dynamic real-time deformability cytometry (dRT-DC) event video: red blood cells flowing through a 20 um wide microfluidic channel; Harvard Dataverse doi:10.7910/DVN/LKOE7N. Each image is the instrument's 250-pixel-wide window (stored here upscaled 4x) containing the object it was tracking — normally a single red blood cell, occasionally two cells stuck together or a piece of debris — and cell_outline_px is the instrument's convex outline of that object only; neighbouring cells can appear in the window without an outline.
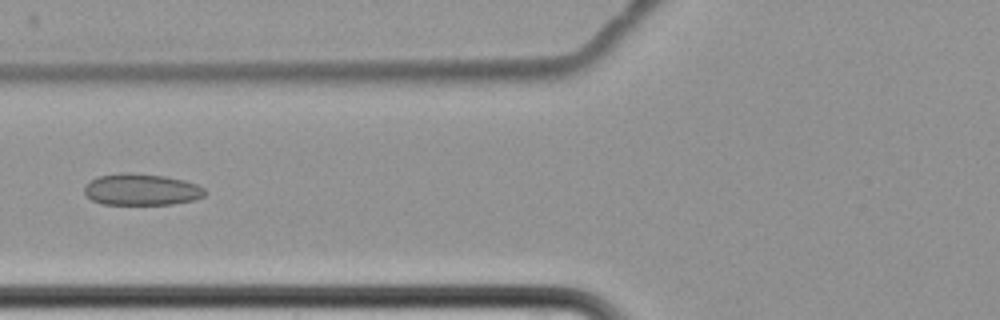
{"species": "common noctule bat (a hibernating species)", "species_latin": "Nyctalus noctula", "temperature_condition": "cold", "stored_images_in_passage": 10, "camera_frame_rate_fps": 3000, "um_per_image_px": 0.085, "animal": {"sex": "female", "body_mass_g": 22.7, "forearm_length_mm": 54.2}, "frame": {"image": 1, "passage_image": 9, "time_ms": 10.667, "image_size_px": [1000, 320], "cell_outline_px": [[208, 192], [204, 196], [196, 200], [172, 204], [100, 204], [92, 200], [84, 192], [84, 188], [96, 176], [120, 172], [132, 172], [164, 176], [184, 180], [196, 184], [204, 188]], "centroid_in_image_um": [12.05, 16.1], "position_along_channel_um": 113.8, "area_um2": 22.37}}
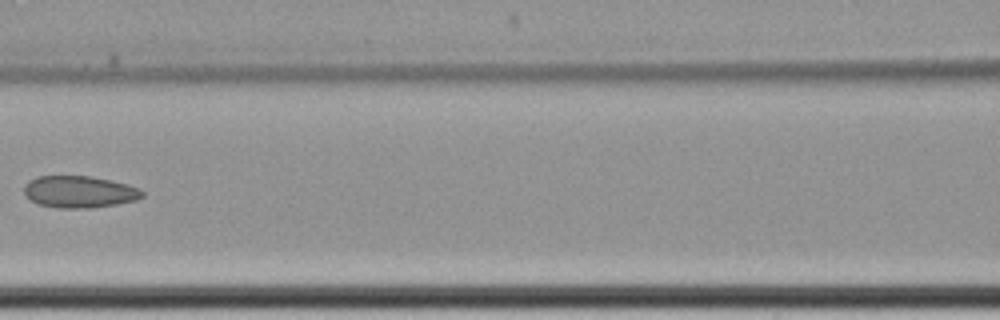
{"frame": {"image": 2, "passage_image": 10, "time_ms": 12.0, "image_size_px": [1000, 320], "cell_outline_px": [[144, 196], [136, 200], [116, 204], [88, 208], [60, 208], [40, 204], [32, 200], [24, 192], [24, 184], [28, 180], [36, 176], [92, 176], [112, 180], [128, 184], [140, 188], [144, 192]], "centroid_in_image_um": [6.77, 16.29], "position_along_channel_um": 159.8, "area_um2": 22.02}}